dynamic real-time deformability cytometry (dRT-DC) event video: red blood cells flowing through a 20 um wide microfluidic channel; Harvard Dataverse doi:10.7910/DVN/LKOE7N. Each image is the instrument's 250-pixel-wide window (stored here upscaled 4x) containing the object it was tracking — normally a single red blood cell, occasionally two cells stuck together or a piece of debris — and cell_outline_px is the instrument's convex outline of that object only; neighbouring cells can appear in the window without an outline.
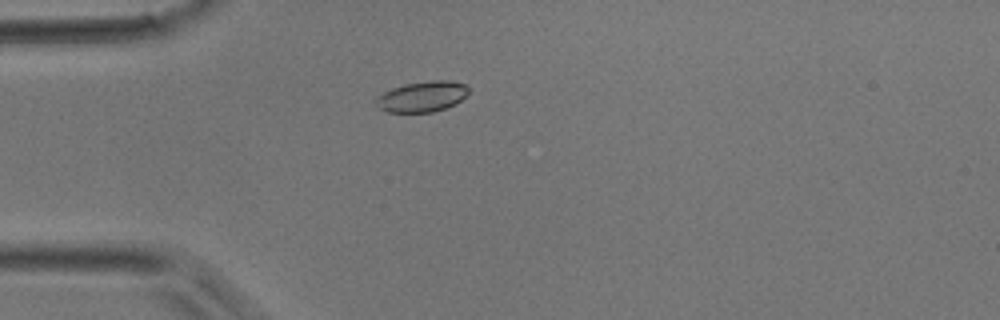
{"species": "common noctule bat (a hibernating species)", "species_latin": "Nyctalus noctula", "temperature_condition": "room temperature", "stored_images_in_passage": 1, "camera_frame_rate_fps": 3000, "um_per_image_px": 0.085, "animal": {"sex": "male", "body_mass_g": 17.9}, "frame": {"image": 1, "passage_image": 1, "time_ms": 0.0, "image_size_px": [1000, 320], "cell_outline_px": [[468, 92], [456, 104], [432, 112], [388, 112], [380, 108], [376, 104], [376, 100], [384, 92], [392, 88], [404, 84], [432, 80], [448, 80], [468, 84]], "centroid_in_image_um": [35.91, 8.2], "position_along_channel_um": 49.1, "area_um2": 16.36}}